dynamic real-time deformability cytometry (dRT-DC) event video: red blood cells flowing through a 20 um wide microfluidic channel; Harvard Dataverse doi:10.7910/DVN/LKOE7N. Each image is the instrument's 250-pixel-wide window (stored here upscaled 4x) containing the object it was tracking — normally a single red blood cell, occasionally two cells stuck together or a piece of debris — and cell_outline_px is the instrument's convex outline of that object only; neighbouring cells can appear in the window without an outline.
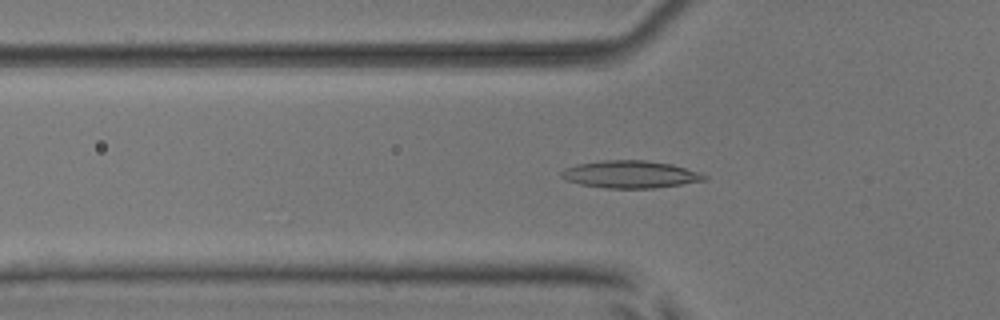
{"species": "common noctule bat (a hibernating species)", "species_latin": "Nyctalus noctula", "temperature_condition": "room temperature", "stored_images_in_passage": 53, "camera_frame_rate_fps": 3000, "um_per_image_px": 0.085, "animal": {"sex": "male", "body_mass_g": 17.9, "forearm_length_mm": 54.2}, "frame": {"image": 1, "passage_image": 18, "time_ms": 5.667, "image_size_px": [1000, 320], "cell_outline_px": [[708, 180], [652, 188], [604, 188], [580, 184], [568, 180], [560, 176], [560, 172], [564, 168], [576, 164], [604, 160], [644, 160], [672, 164], [708, 176]], "centroid_in_image_um": [53.54, 14.82], "position_along_channel_um": 72.3, "area_um2": 22.66}}
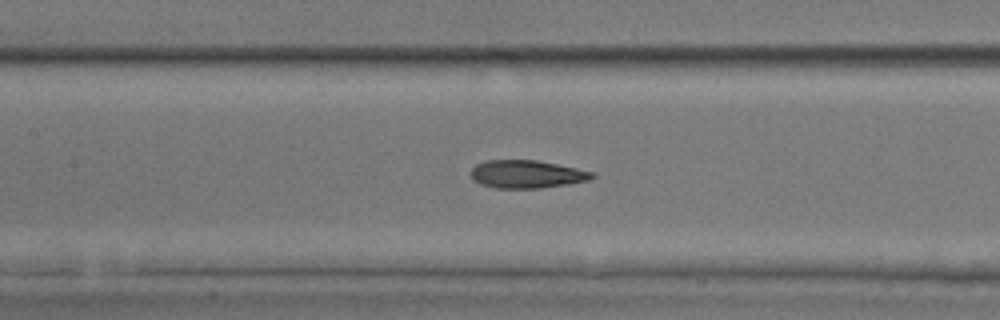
{"frame": {"image": 2, "passage_image": 25, "time_ms": 8.0, "image_size_px": [1000, 320], "cell_outline_px": [[596, 176], [588, 180], [568, 184], [540, 188], [496, 188], [480, 184], [472, 176], [472, 168], [476, 164], [488, 160], [536, 160], [596, 172]], "centroid_in_image_um": [44.81, 14.8], "position_along_channel_um": 162.6, "area_um2": 19.59}}
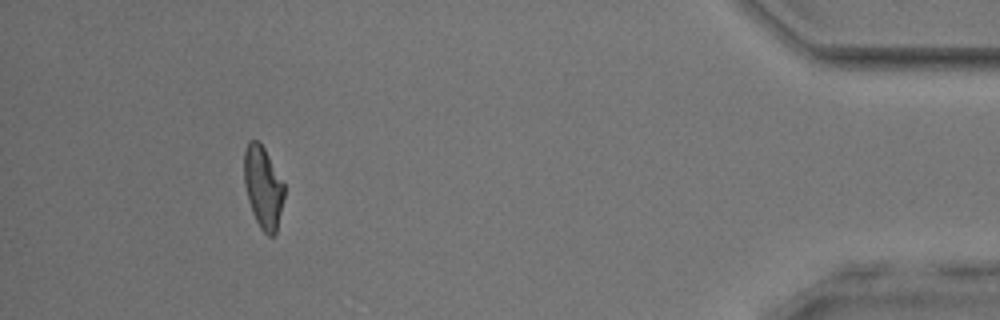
{"frame": {"image": 3, "passage_image": 49, "time_ms": 16.0, "image_size_px": [1000, 320], "cell_outline_px": [[284, 196], [276, 232], [272, 236], [268, 236], [260, 228], [252, 212], [248, 200], [244, 184], [244, 152], [248, 140], [256, 140], [264, 148], [284, 184]], "centroid_in_image_um": [22.35, 15.92], "position_along_channel_um": 412.9, "area_um2": 18.96}, "authors_computed_cell_mechanics": {"area_um2": 20.0566, "velocity_mm_per_s": 3.8709, "shape_relaxation_time_tau1_ms": null, "shape_relaxation_time_tau2_ms": 2.1938, "deformation_change_tau1": null, "deformation_change_tau2": 0.0955}}